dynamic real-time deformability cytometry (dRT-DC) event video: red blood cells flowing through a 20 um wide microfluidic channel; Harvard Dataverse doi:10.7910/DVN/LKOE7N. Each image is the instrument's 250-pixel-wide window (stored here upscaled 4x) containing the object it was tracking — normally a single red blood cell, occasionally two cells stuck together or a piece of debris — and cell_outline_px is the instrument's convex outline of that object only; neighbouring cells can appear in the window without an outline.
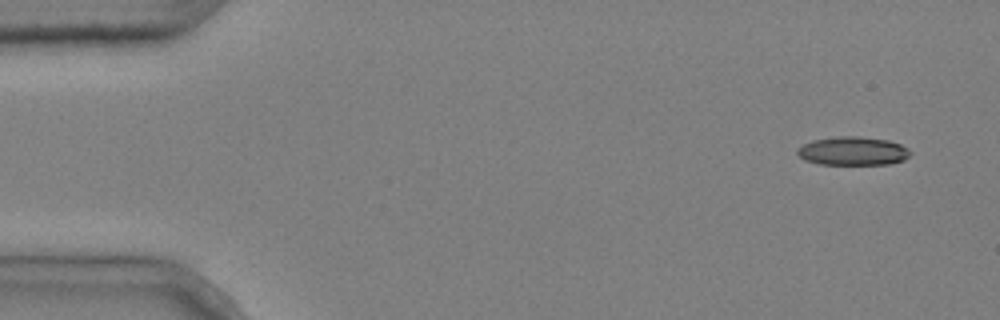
{"species": "common noctule bat (a hibernating species)", "species_latin": "Nyctalus noctula", "temperature_condition": "cold", "stored_images_in_passage": 6, "camera_frame_rate_fps": 3000, "um_per_image_px": 0.085, "animal": {"sex": "male", "body_mass_g": 20.4}, "frame": {"image": 1, "passage_image": 1, "time_ms": 0.0, "image_size_px": [1000, 320], "cell_outline_px": [[912, 152], [904, 160], [888, 164], [820, 164], [804, 160], [796, 152], [796, 148], [812, 140], [840, 136], [860, 136], [888, 140], [900, 144], [908, 148]], "centroid_in_image_um": [72.49, 12.83], "position_along_channel_um": 12.5, "area_um2": 18.84}}
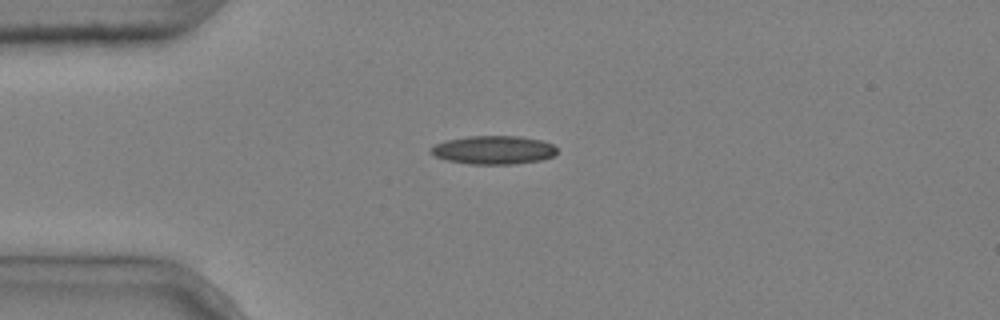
{"frame": {"image": 2, "passage_image": 4, "time_ms": 1.0, "image_size_px": [1000, 320], "cell_outline_px": [[556, 152], [552, 156], [540, 160], [516, 164], [472, 164], [448, 160], [436, 156], [428, 152], [436, 144], [448, 140], [468, 136], [520, 136], [540, 140], [552, 144], [556, 148]], "centroid_in_image_um": [41.96, 12.74], "position_along_channel_um": 43.0, "area_um2": 20.69}}